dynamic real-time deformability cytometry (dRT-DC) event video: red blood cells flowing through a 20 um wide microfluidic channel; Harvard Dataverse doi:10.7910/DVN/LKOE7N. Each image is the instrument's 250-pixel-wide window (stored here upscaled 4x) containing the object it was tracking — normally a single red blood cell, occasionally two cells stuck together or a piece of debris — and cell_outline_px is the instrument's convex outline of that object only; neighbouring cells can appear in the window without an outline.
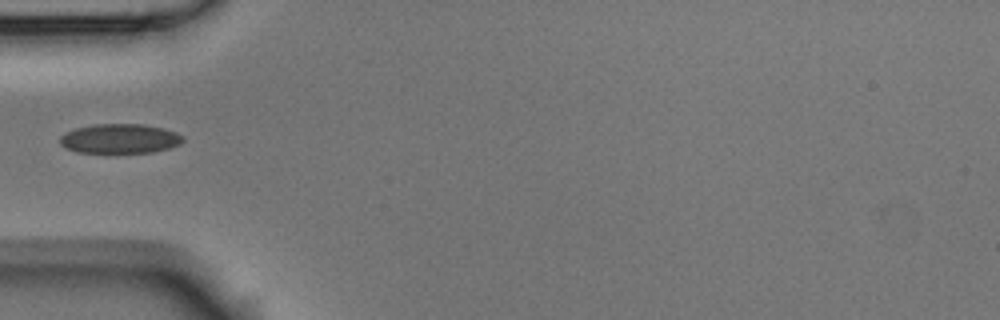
{"species": "Egyptian fruit bat (a non-hibernating species)", "species_latin": "Rousettus aegyptiacus", "temperature_condition": "room temperature", "stored_images_in_passage": 5, "camera_frame_rate_fps": 3000, "um_per_image_px": 0.085, "animal": {"sex": "male"}, "frame": {"image": 1, "passage_image": 5, "time_ms": 5.333, "image_size_px": [1000, 320], "cell_outline_px": [[184, 140], [180, 144], [168, 148], [152, 152], [76, 152], [64, 148], [60, 144], [60, 136], [64, 132], [76, 128], [96, 124], [144, 124], [164, 128], [176, 132], [184, 136]], "centroid_in_image_um": [10.18, 11.77], "position_along_channel_um": 74.8, "area_um2": 21.21}}